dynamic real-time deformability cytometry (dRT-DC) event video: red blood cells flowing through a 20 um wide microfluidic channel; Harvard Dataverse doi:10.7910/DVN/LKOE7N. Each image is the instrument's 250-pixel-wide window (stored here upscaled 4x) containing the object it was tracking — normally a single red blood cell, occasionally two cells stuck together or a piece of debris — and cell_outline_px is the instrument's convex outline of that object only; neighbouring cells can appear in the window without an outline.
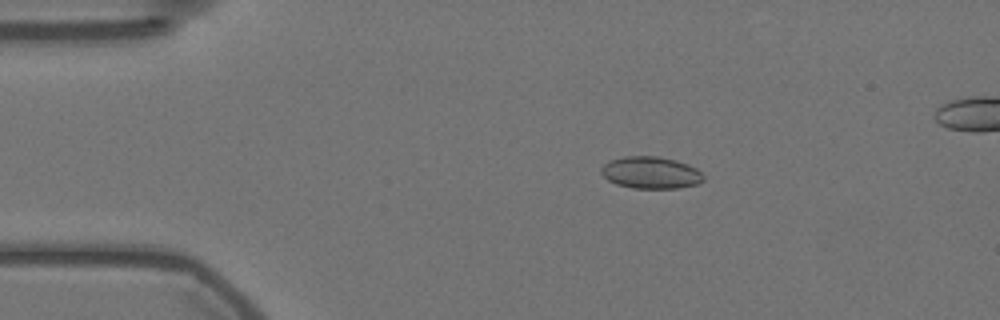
{"species": "Egyptian fruit bat (a non-hibernating species)", "species_latin": "Rousettus aegyptiacus", "temperature_condition": "warm", "stored_images_in_passage": 55, "camera_frame_rate_fps": 3000, "um_per_image_px": 0.085, "animal": {"sex": "female"}, "frame": {"image": 1, "passage_image": 11, "time_ms": 3.333, "image_size_px": [1000, 320], "cell_outline_px": [[704, 180], [696, 184], [680, 188], [632, 188], [616, 184], [608, 180], [600, 172], [600, 168], [608, 160], [624, 156], [656, 156], [676, 160], [688, 164], [696, 168], [704, 176]], "centroid_in_image_um": [55.29, 14.67], "position_along_channel_um": 29.7, "area_um2": 19.19}}
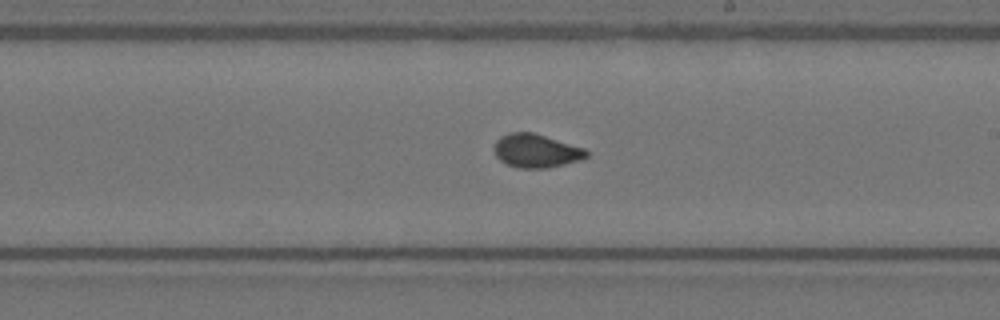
{"frame": {"image": 2, "passage_image": 33, "time_ms": 10.667, "image_size_px": [1000, 320], "cell_outline_px": [[588, 156], [580, 160], [548, 168], [520, 168], [508, 164], [500, 160], [496, 156], [492, 148], [496, 140], [500, 136], [508, 132], [532, 132], [584, 148], [588, 152]], "centroid_in_image_um": [45.53, 12.81], "position_along_channel_um": 243.5, "area_um2": 18.03}}
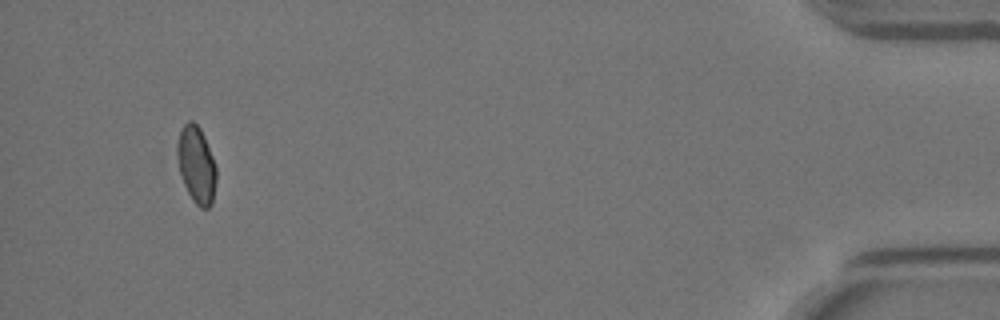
{"frame": {"image": 3, "passage_image": 54, "time_ms": 17.667, "image_size_px": [1000, 320], "cell_outline_px": [[216, 180], [212, 204], [208, 208], [200, 208], [192, 200], [184, 184], [180, 172], [176, 156], [176, 144], [180, 128], [188, 120], [192, 120], [200, 128], [204, 136], [216, 164]], "centroid_in_image_um": [16.68, 13.98], "position_along_channel_um": 418.5, "area_um2": 17.74}}